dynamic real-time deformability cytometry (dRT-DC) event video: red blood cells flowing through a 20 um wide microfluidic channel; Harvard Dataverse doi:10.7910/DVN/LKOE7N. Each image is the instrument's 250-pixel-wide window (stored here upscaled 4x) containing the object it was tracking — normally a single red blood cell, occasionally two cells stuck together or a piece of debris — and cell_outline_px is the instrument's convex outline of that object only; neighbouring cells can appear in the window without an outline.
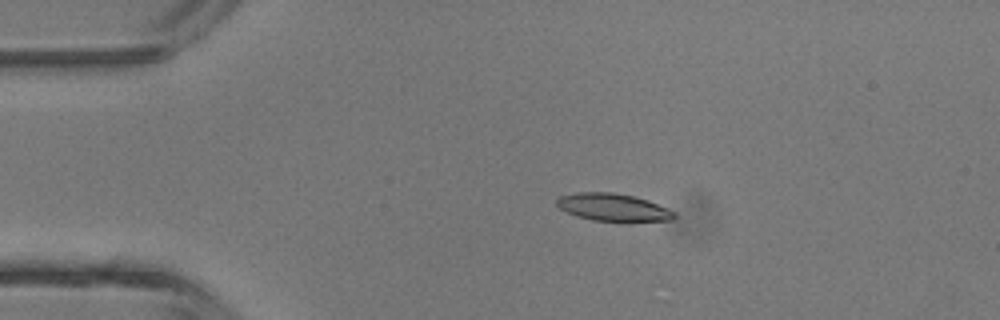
{"species": "common noctule bat (a hibernating species)", "species_latin": "Nyctalus noctula", "temperature_condition": "room temperature", "stored_images_in_passage": 5, "camera_frame_rate_fps": 3000, "um_per_image_px": 0.085, "animal": {"sex": "male", "body_mass_g": 13.3}, "frame": {"image": 1, "passage_image": 3, "time_ms": 2.333, "image_size_px": [1000, 320], "cell_outline_px": [[676, 216], [672, 220], [592, 220], [576, 216], [560, 208], [556, 204], [556, 200], [560, 196], [576, 192], [612, 192], [632, 196], [648, 200], [668, 208], [676, 212]], "centroid_in_image_um": [52.1, 17.6], "position_along_channel_um": 32.9, "area_um2": 18.5}}
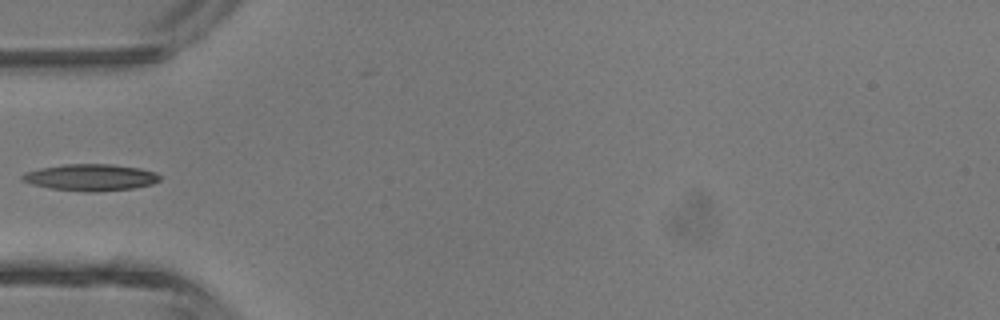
{"frame": {"image": 2, "passage_image": 5, "time_ms": 4.333, "image_size_px": [1000, 320], "cell_outline_px": [[160, 180], [152, 184], [132, 188], [92, 192], [84, 192], [52, 188], [32, 184], [20, 180], [20, 176], [24, 172], [40, 168], [64, 164], [112, 164], [140, 168], [156, 172], [160, 176]], "centroid_in_image_um": [7.68, 15.07], "position_along_channel_um": 77.3, "area_um2": 21.39}}